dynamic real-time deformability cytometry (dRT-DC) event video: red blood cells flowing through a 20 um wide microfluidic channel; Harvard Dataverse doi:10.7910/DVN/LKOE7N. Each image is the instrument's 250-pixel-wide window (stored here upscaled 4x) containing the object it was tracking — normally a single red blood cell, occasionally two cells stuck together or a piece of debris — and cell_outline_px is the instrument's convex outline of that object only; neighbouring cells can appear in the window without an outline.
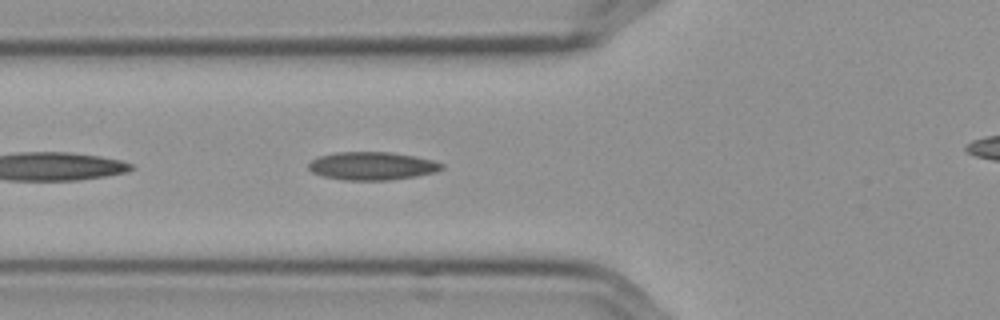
{"species": "Egyptian fruit bat (a non-hibernating species)", "species_latin": "Rousettus aegyptiacus", "temperature_condition": "cold", "stored_images_in_passage": 8, "segment_of_instrument_passage": [1, 2], "camera_frame_rate_fps": 3000, "um_per_image_px": 0.085, "frame": {"image": 1, "passage_image": 7, "time_ms": 2.0, "image_size_px": [1000, 320], "cell_outline_px": [[444, 168], [436, 172], [416, 176], [388, 180], [344, 180], [324, 176], [312, 172], [308, 168], [308, 164], [312, 160], [320, 156], [336, 152], [392, 152], [416, 156], [432, 160], [444, 164]], "centroid_in_image_um": [31.65, 14.1], "position_along_channel_um": 94.1, "area_um2": 21.79}}